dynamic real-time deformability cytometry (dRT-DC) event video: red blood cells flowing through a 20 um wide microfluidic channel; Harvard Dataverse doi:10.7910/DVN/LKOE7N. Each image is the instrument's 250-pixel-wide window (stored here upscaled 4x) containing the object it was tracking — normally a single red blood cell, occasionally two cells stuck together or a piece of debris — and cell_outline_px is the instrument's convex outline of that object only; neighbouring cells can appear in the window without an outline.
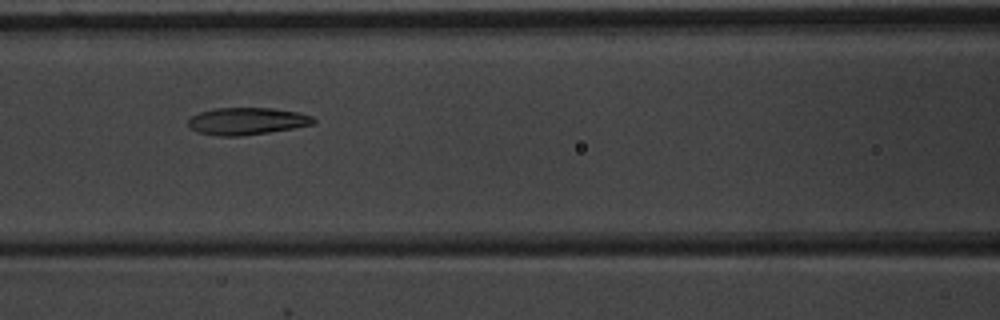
{"species": "common noctule bat (a hibernating species)", "species_latin": "Nyctalus noctula", "temperature_condition": "warm", "stored_images_in_passage": 4, "camera_frame_rate_fps": 3000, "um_per_image_px": 0.085, "animal": {"sex": "male", "body_mass_g": 20.1, "forearm_length_mm": 53.5}, "frame": {"image": 1, "passage_image": 3, "time_ms": 2.333, "image_size_px": [1000, 320], "cell_outline_px": [[316, 120], [312, 124], [292, 128], [268, 132], [240, 136], [216, 136], [196, 132], [188, 124], [188, 120], [192, 116], [200, 112], [216, 108], [272, 108], [300, 112], [312, 116]], "centroid_in_image_um": [20.98, 10.29], "position_along_channel_um": 145.6, "area_um2": 19.77}}
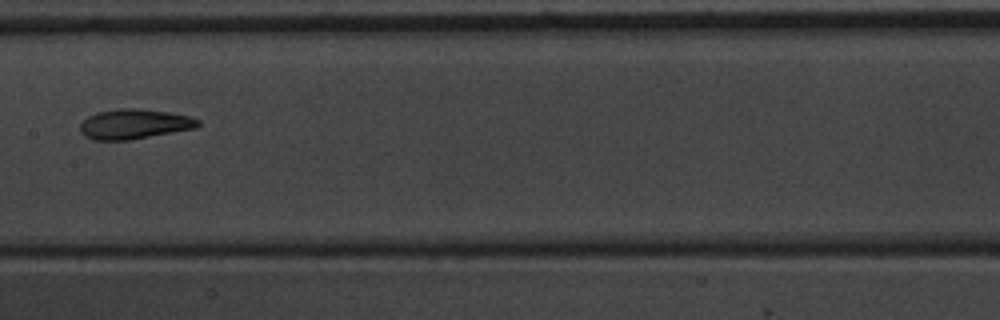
{"frame": {"image": 2, "passage_image": 4, "time_ms": 3.667, "image_size_px": [1000, 320], "cell_outline_px": [[200, 124], [196, 128], [128, 140], [92, 140], [84, 136], [80, 132], [80, 124], [88, 116], [96, 112], [120, 108], [140, 108], [168, 112], [188, 116], [200, 120]], "centroid_in_image_um": [11.38, 10.54], "position_along_channel_um": 196.0, "area_um2": 20.58}}